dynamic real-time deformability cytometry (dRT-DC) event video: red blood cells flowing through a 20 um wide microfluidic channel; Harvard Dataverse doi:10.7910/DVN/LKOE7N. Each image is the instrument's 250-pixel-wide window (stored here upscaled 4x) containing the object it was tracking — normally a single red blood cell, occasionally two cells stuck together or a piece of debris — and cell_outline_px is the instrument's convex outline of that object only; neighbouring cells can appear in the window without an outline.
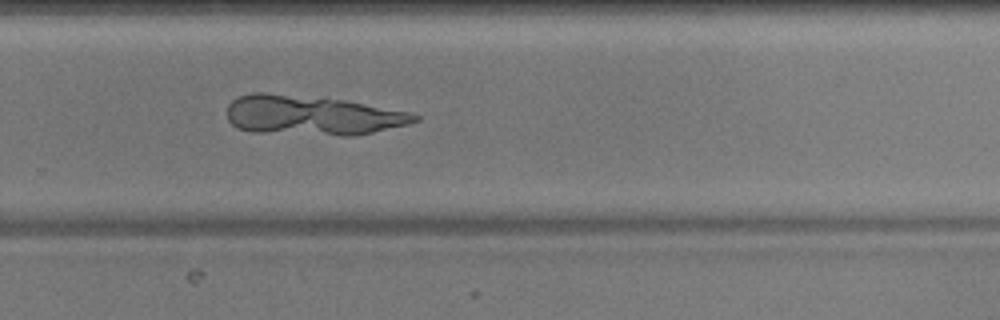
{"species": "common noctule bat (a hibernating species)", "species_latin": "Nyctalus noctula", "temperature_condition": "warm", "stored_images_in_passage": 41, "camera_frame_rate_fps": 3000, "um_per_image_px": 0.085, "animal": {"sex": "male", "body_mass_g": 17.9, "forearm_length_mm": 54.2}, "frame": {"image": 1, "passage_image": 24, "time_ms": 7.667, "image_size_px": [1000, 320], "cell_outline_px": [[420, 120], [408, 124], [356, 136], [340, 136], [252, 132], [236, 128], [228, 120], [228, 104], [232, 100], [240, 96], [252, 92], [264, 92], [344, 100], [412, 112], [420, 116]], "centroid_in_image_um": [26.53, 9.82], "position_along_channel_um": 303.3, "area_um2": 43.64}}